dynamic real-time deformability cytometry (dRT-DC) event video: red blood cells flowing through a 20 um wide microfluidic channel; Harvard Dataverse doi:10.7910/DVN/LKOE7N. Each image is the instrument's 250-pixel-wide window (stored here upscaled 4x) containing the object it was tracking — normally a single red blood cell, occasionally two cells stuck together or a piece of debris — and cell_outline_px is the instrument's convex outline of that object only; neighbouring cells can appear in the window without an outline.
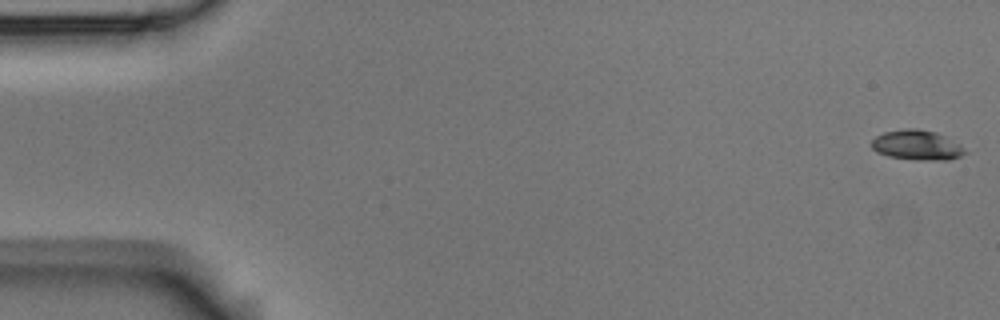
{"species": "Egyptian fruit bat (a non-hibernating species)", "species_latin": "Rousettus aegyptiacus", "temperature_condition": "room temperature", "stored_images_in_passage": 8, "camera_frame_rate_fps": 3000, "um_per_image_px": 0.085, "animal": {"sex": "male"}, "frame": {"image": 1, "passage_image": 1, "time_ms": 0.0, "image_size_px": [1000, 320], "cell_outline_px": [[968, 152], [960, 156], [948, 160], [916, 160], [888, 156], [876, 152], [872, 148], [872, 140], [876, 136], [884, 132], [904, 128], [916, 128], [936, 132], [960, 144]], "centroid_in_image_um": [77.94, 12.33], "position_along_channel_um": 7.1, "area_um2": 16.36}}
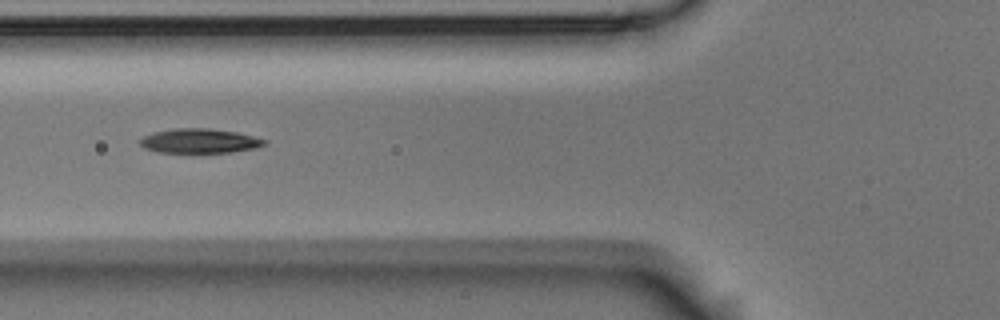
{"frame": {"image": 2, "passage_image": 6, "time_ms": 1.667, "image_size_px": [1000, 320], "cell_outline_px": [[268, 144], [256, 148], [232, 152], [156, 152], [144, 148], [140, 144], [140, 140], [144, 136], [156, 132], [176, 128], [208, 128], [236, 132], [268, 140]], "centroid_in_image_um": [17.0, 11.98], "position_along_channel_um": 108.8, "area_um2": 17.63}}
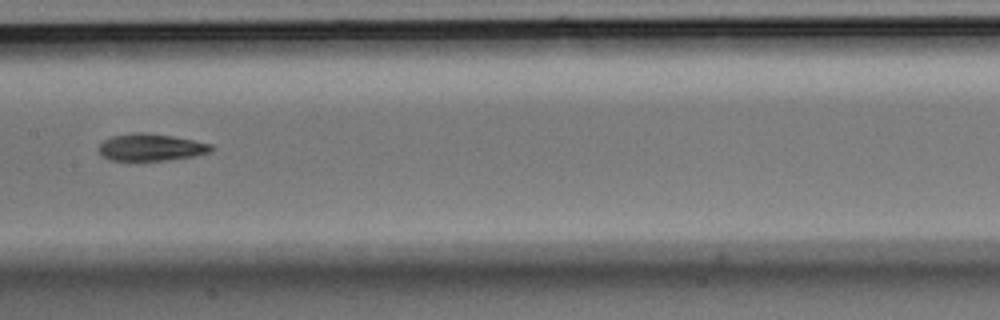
{"frame": {"image": 3, "passage_image": 8, "time_ms": 2.333, "image_size_px": [1000, 320], "cell_outline_px": [[212, 152], [196, 156], [164, 160], [108, 160], [100, 152], [100, 144], [104, 140], [112, 136], [132, 132], [140, 132], [168, 136], [192, 140], [212, 144]], "centroid_in_image_um": [12.84, 12.52], "position_along_channel_um": 194.6, "area_um2": 17.46}}